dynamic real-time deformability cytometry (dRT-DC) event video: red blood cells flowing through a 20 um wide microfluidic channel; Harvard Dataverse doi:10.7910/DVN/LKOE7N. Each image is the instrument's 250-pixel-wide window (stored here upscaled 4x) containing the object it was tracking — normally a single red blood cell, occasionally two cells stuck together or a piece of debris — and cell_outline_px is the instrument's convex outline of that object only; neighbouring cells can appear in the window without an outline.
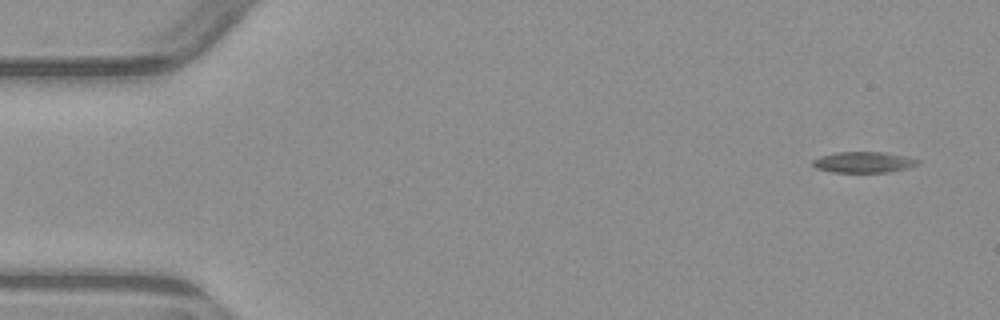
{"species": "common noctule bat (a hibernating species)", "species_latin": "Nyctalus noctula", "temperature_condition": "warm", "stored_images_in_passage": 5, "camera_frame_rate_fps": 3000, "um_per_image_px": 0.085, "animal": {"sex": "male", "body_mass_g": 23.1, "forearm_length_mm": 52.7}, "frame": {"image": 1, "passage_image": 1, "time_ms": 0.0, "image_size_px": [1000, 320], "cell_outline_px": [[920, 164], [908, 168], [888, 172], [832, 172], [816, 168], [812, 164], [812, 160], [820, 156], [836, 152], [884, 152], [904, 156], [920, 160]], "centroid_in_image_um": [73.41, 13.79], "position_along_channel_um": 11.6, "area_um2": 12.83}}
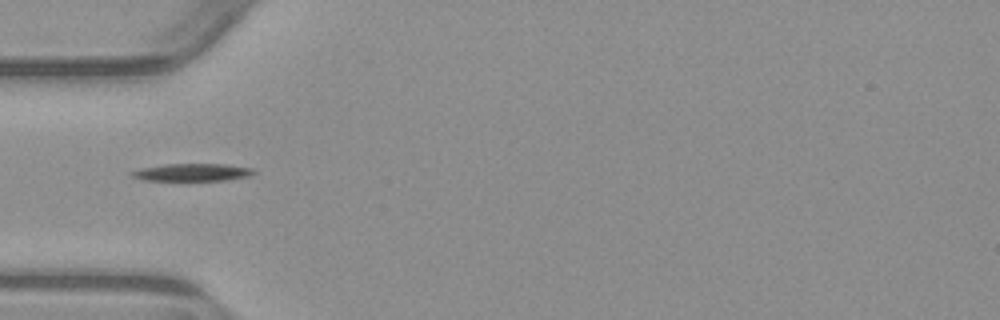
{"frame": {"image": 2, "passage_image": 5, "time_ms": 4.667, "image_size_px": [1000, 320], "cell_outline_px": [[256, 172], [252, 176], [228, 180], [144, 180], [132, 176], [132, 172], [140, 168], [164, 164], [224, 164], [252, 168]], "centroid_in_image_um": [16.41, 14.64], "position_along_channel_um": 68.6, "area_um2": 12.37}}